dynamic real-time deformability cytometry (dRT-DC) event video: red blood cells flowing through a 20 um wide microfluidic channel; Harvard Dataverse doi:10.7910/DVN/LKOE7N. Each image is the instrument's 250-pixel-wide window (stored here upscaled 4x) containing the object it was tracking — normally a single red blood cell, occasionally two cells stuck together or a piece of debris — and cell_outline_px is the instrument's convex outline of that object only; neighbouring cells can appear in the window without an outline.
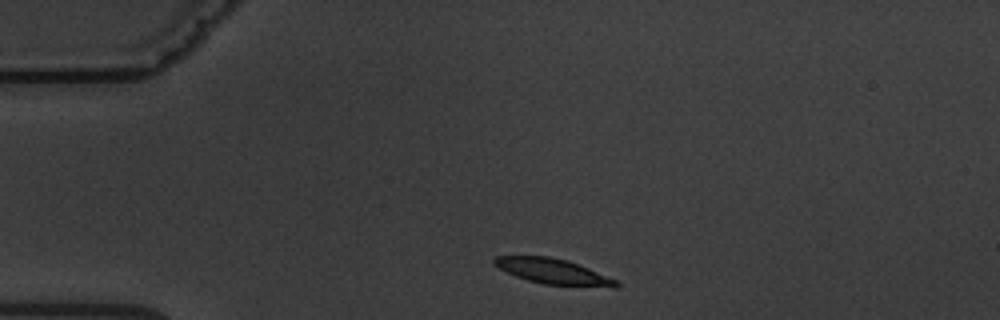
{"species": "common noctule bat (a hibernating species)", "species_latin": "Nyctalus noctula", "temperature_condition": "warm", "stored_images_in_passage": 2, "camera_frame_rate_fps": 3000, "um_per_image_px": 0.085, "animal": {"sex": "male", "body_mass_g": 19.5, "forearm_length_mm": 54.6}, "frame": {"image": 1, "passage_image": 1, "time_ms": 0.0, "image_size_px": [1000, 320], "cell_outline_px": [[620, 284], [616, 288], [612, 288], [544, 284], [528, 280], [516, 276], [492, 264], [492, 260], [496, 256], [548, 256], [568, 260], [588, 268], [616, 280]], "centroid_in_image_um": [47.03, 23.08], "position_along_channel_um": 38.0, "area_um2": 17.98}}